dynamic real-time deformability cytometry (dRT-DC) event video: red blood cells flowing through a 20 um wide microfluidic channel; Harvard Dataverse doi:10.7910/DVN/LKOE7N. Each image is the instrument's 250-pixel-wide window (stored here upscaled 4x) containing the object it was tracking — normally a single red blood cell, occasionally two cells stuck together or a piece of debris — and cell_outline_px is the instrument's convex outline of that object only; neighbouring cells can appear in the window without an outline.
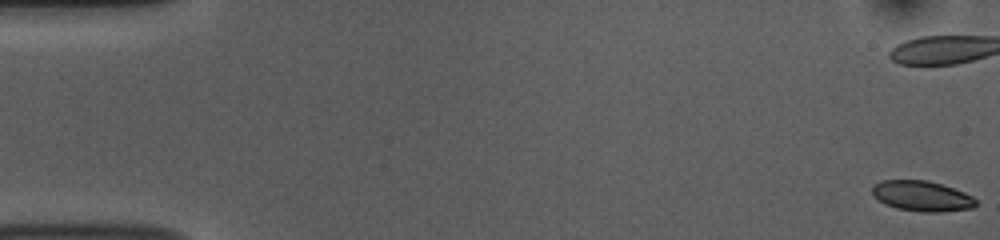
{"species": "common noctule bat (a hibernating species)", "species_latin": "Nyctalus noctula", "temperature_condition": "room temperature", "stored_images_in_passage": 54, "camera_frame_rate_fps": 3000, "um_per_image_px": 0.085, "animal": {"sex": "female", "body_mass_g": 10.0, "forearm_length_mm": 53.1}, "frame": {"image": 1, "passage_image": 1, "time_ms": 0.0, "image_size_px": [1000, 240], "cell_outline_px": [[976, 204], [972, 208], [940, 212], [924, 212], [896, 208], [884, 204], [872, 192], [872, 188], [880, 180], [928, 180], [964, 192], [972, 196], [976, 200]], "centroid_in_image_um": [78.36, 16.66], "position_along_channel_um": 6.6, "area_um2": 18.15}, "authors_computed_cell_mechanics": {"area_um2": 19.2474, "velocity_mm_per_s": 3.7426, "shape_relaxation_time_tau1_ms": 4.8994, "shape_relaxation_time_tau2_ms": 2.625, "deformation_change_tau1": 0.1173, "deformation_change_tau2": 0.0609}}